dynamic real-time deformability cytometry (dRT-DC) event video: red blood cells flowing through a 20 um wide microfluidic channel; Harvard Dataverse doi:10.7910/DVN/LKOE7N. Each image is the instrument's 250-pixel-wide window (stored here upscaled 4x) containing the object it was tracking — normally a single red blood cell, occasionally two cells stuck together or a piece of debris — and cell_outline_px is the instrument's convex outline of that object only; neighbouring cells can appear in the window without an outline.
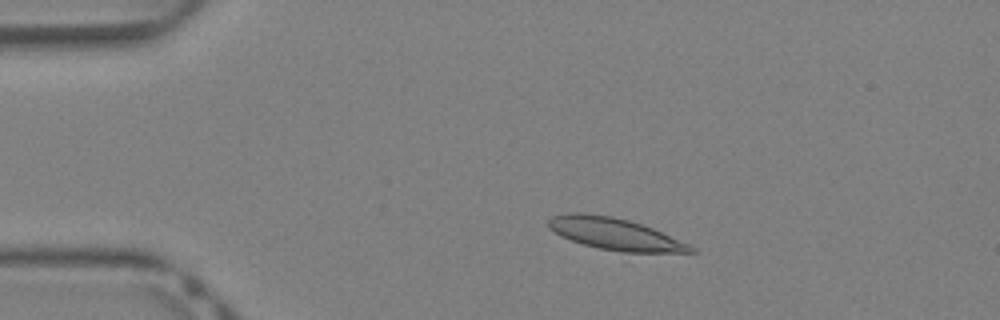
{"species": "Egyptian fruit bat (a non-hibernating species)", "species_latin": "Rousettus aegyptiacus", "temperature_condition": "warm", "stored_images_in_passage": 38, "camera_frame_rate_fps": 3000, "um_per_image_px": 0.085, "animal": {"sex": "female"}, "frame": {"image": 1, "passage_image": 6, "time_ms": 1.667, "image_size_px": [1000, 320], "cell_outline_px": [[696, 252], [624, 252], [600, 248], [584, 244], [560, 236], [548, 228], [548, 220], [552, 216], [572, 212], [584, 212], [612, 216], [628, 220], [652, 228], [688, 244], [696, 248]], "centroid_in_image_um": [52.22, 19.87], "position_along_channel_um": 32.8, "area_um2": 26.07}}
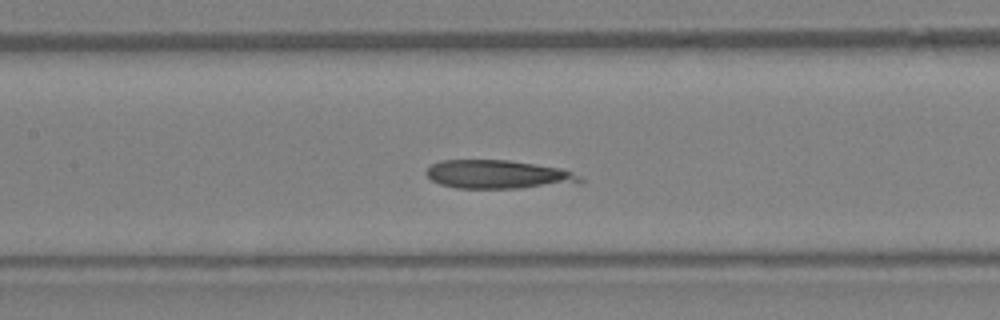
{"frame": {"image": 2, "passage_image": 17, "time_ms": 5.333, "image_size_px": [1000, 320], "cell_outline_px": [[584, 180], [520, 188], [456, 188], [440, 184], [432, 180], [424, 172], [432, 164], [440, 160], [508, 160], [536, 164], [560, 168], [572, 172], [580, 176]], "centroid_in_image_um": [42.21, 14.81], "position_along_channel_um": 165.2, "area_um2": 25.03}}
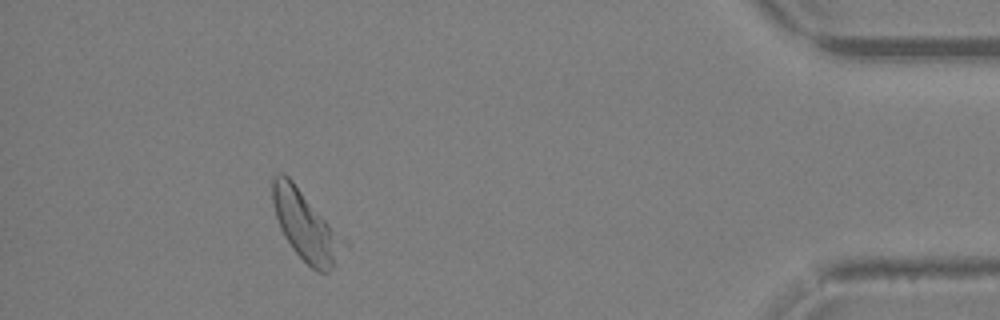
{"frame": {"image": 3, "passage_image": 35, "time_ms": 11.333, "image_size_px": [1000, 320], "cell_outline_px": [[348, 244], [332, 268], [328, 272], [320, 272], [312, 268], [292, 248], [284, 236], [280, 228], [276, 216], [272, 200], [272, 180], [276, 172], [284, 172], [292, 180], [348, 240]], "centroid_in_image_um": [26.02, 19.17], "position_along_channel_um": 409.2, "area_um2": 28.96}}